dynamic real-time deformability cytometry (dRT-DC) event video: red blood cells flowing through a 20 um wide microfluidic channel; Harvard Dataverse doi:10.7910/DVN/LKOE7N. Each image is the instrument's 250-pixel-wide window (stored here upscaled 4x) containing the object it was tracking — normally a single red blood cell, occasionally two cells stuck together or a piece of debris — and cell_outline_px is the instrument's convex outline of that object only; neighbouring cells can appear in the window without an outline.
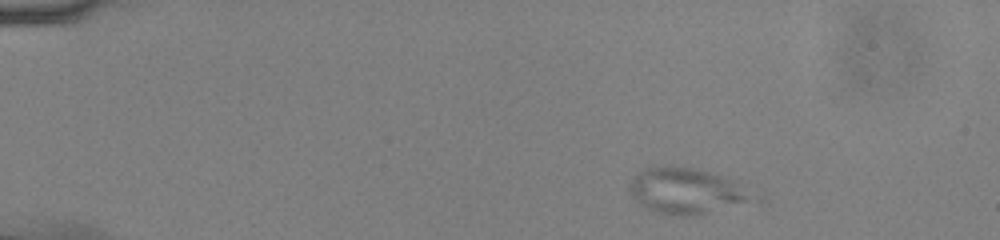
{"species": "common noctule bat (a hibernating species)", "species_latin": "Nyctalus noctula", "temperature_condition": "cold", "stored_images_in_passage": 45, "camera_frame_rate_fps": 3000, "um_per_image_px": 0.085, "animal": {"sex": "male", "body_mass_g": 13.0, "forearm_length_mm": 53.1}, "frame": {"image": 1, "passage_image": 1, "time_ms": 0.0, "image_size_px": [1000, 240], "cell_outline_px": [[744, 200], [692, 216], [680, 216], [660, 212], [648, 208], [640, 204], [632, 196], [628, 188], [632, 180], [644, 168], [696, 168], [728, 176], [732, 180], [744, 196]], "centroid_in_image_um": [58.11, 16.2], "position_along_channel_um": 26.9, "area_um2": 30.29}}
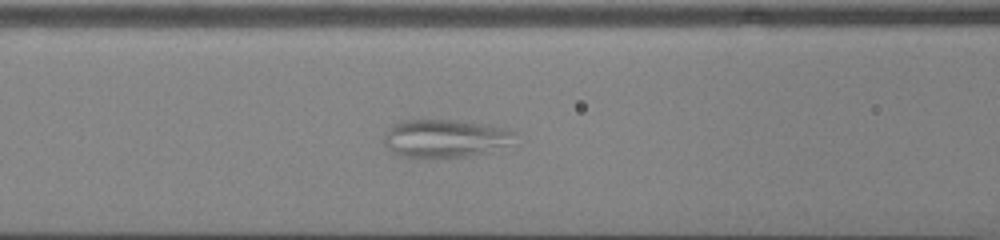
{"frame": {"image": 2, "passage_image": 16, "time_ms": 5.0, "image_size_px": [1000, 240], "cell_outline_px": [[520, 132], [504, 144], [484, 152], [468, 156], [428, 160], [400, 156], [392, 152], [384, 144], [384, 132], [396, 124], [404, 120], [460, 120], [508, 128]], "centroid_in_image_um": [37.76, 11.78], "position_along_channel_um": 128.8, "area_um2": 29.25}}
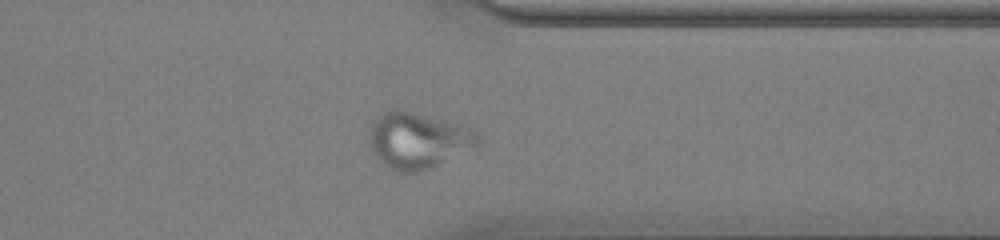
{"frame": {"image": 3, "passage_image": 35, "time_ms": 11.333, "image_size_px": [1000, 240], "cell_outline_px": [[480, 144], [476, 148], [428, 168], [416, 172], [400, 172], [388, 168], [372, 152], [372, 124], [376, 116], [392, 108], [396, 108], [456, 124], [468, 128], [476, 132], [480, 140]], "centroid_in_image_um": [35.54, 11.94], "position_along_channel_um": 375.9, "area_um2": 34.68}}